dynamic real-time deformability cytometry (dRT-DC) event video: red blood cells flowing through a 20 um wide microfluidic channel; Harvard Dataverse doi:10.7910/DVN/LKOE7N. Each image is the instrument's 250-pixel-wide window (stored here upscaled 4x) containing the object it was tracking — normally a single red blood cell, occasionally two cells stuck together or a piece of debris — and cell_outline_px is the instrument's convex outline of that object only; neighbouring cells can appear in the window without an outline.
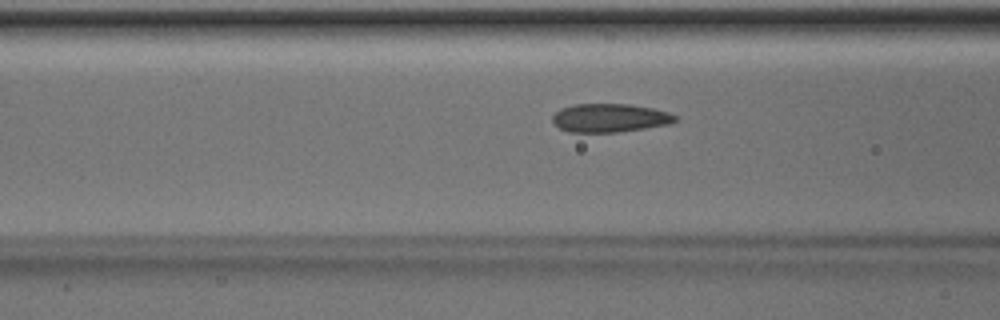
{"species": "Egyptian fruit bat (a non-hibernating species)", "species_latin": "Rousettus aegyptiacus", "temperature_condition": "room temperature", "stored_images_in_passage": 51, "camera_frame_rate_fps": 3000, "um_per_image_px": 0.085, "animal": {"sex": "male"}, "frame": {"image": 1, "passage_image": 20, "time_ms": 6.333, "image_size_px": [1000, 320], "cell_outline_px": [[676, 120], [668, 124], [644, 128], [616, 132], [568, 132], [560, 128], [552, 120], [552, 116], [560, 108], [576, 104], [628, 104], [652, 108], [668, 112], [676, 116]], "centroid_in_image_um": [51.8, 10.02], "position_along_channel_um": 114.8, "area_um2": 20.17}}
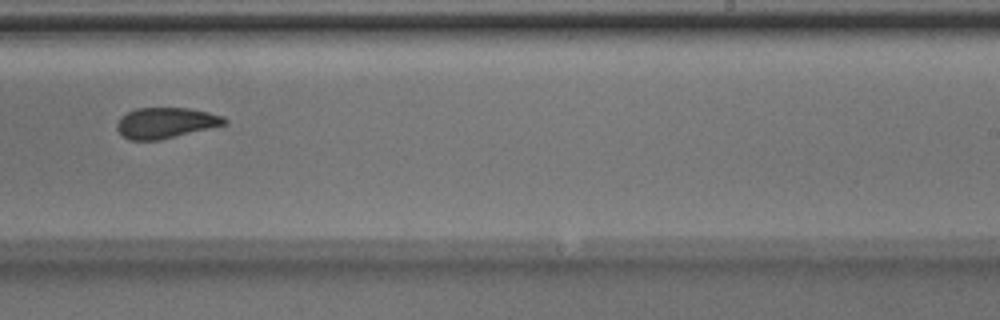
{"frame": {"image": 2, "passage_image": 32, "time_ms": 10.333, "image_size_px": [1000, 320], "cell_outline_px": [[228, 124], [212, 128], [160, 140], [128, 140], [116, 128], [116, 124], [120, 116], [136, 108], [188, 108], [208, 112], [224, 116], [228, 120]], "centroid_in_image_um": [14.11, 10.44], "position_along_channel_um": 274.9, "area_um2": 19.42}}
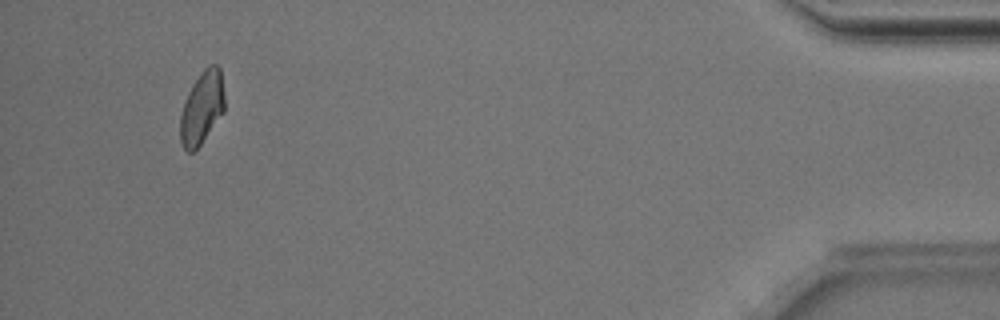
{"frame": {"image": 3, "passage_image": 48, "time_ms": 15.667, "image_size_px": [1000, 320], "cell_outline_px": [[224, 112], [200, 144], [192, 152], [188, 152], [184, 148], [180, 140], [180, 116], [184, 100], [192, 84], [200, 72], [208, 64], [216, 64], [220, 68], [224, 92]], "centroid_in_image_um": [17.16, 9.12], "position_along_channel_um": 418.0, "area_um2": 18.84}, "authors_computed_cell_mechanics": {"area_um2": 20.1722, "velocity_mm_per_s": 4.0158, "shape_relaxation_time_tau1_ms": 4.6993, "shape_relaxation_time_tau2_ms": 1.2753, "deformation_change_tau1": 0.1217, "deformation_change_tau2": 0.0404}}